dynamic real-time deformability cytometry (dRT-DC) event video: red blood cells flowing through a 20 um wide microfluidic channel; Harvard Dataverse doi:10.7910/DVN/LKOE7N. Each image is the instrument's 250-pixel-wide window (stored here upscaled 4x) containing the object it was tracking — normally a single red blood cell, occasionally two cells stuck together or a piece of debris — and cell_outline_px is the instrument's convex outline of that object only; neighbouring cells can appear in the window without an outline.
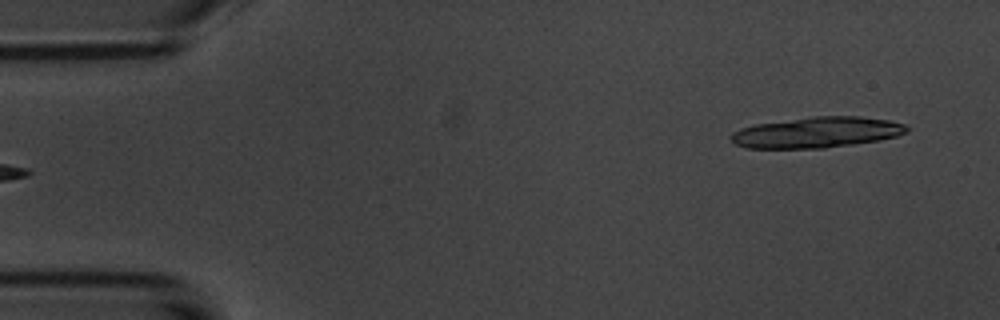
{"species": "common noctule bat (a hibernating species)", "species_latin": "Nyctalus noctula", "temperature_condition": "room temperature", "stored_images_in_passage": 5, "segment_of_instrument_passage": [2, 2], "camera_frame_rate_fps": 3000, "um_per_image_px": 0.085, "animal": {"sex": "male", "body_mass_g": 20.1, "forearm_length_mm": 53.5}, "frame": {"image": 1, "passage_image": 5, "time_ms": 5.0, "image_size_px": [1000, 320], "cell_outline_px": [[908, 128], [904, 132], [896, 136], [880, 140], [824, 148], [744, 148], [736, 144], [728, 136], [732, 132], [740, 128], [756, 124], [812, 116], [860, 116], [888, 120], [904, 124]], "centroid_in_image_um": [69.38, 11.25], "position_along_channel_um": 15.6, "area_um2": 31.44}}